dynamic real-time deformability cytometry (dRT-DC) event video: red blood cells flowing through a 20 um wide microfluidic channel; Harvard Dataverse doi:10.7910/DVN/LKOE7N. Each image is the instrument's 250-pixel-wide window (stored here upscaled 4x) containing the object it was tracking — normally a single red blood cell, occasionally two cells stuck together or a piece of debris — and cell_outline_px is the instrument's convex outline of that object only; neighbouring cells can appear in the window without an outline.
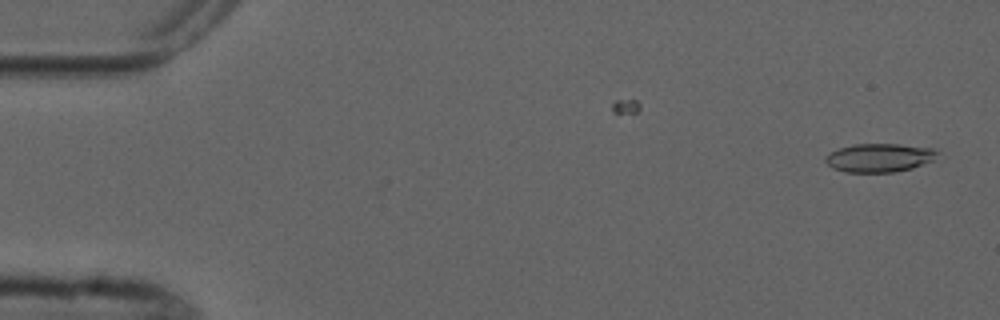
{"species": "common noctule bat (a hibernating species)", "species_latin": "Nyctalus noctula", "temperature_condition": "cold", "stored_images_in_passage": 3, "camera_frame_rate_fps": 3000, "um_per_image_px": 0.085, "animal": {"sex": "male", "forearm_length_mm": 52.5}, "frame": {"image": 1, "passage_image": 3, "time_ms": 2.333, "image_size_px": [1000, 320], "cell_outline_px": [[936, 152], [932, 160], [912, 168], [896, 172], [844, 172], [832, 168], [824, 160], [832, 152], [840, 148], [852, 144], [900, 144], [932, 148]], "centroid_in_image_um": [74.71, 13.41], "position_along_channel_um": 10.3, "area_um2": 18.32}}